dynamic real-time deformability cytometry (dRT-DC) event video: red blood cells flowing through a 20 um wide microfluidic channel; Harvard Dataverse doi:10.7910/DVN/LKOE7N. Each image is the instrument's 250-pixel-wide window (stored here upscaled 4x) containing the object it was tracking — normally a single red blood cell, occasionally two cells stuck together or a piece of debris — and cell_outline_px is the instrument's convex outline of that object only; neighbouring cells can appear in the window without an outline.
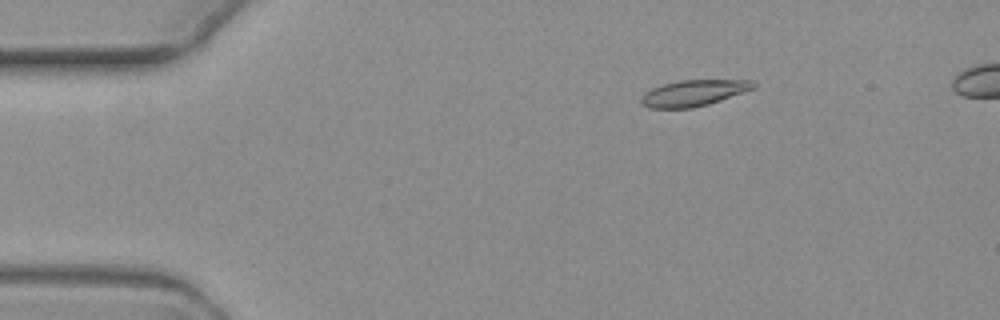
{"species": "common noctule bat (a hibernating species)", "species_latin": "Nyctalus noctula", "temperature_condition": "warm", "stored_images_in_passage": 5, "segment_of_instrument_passage": [1, 2], "camera_frame_rate_fps": 3000, "um_per_image_px": 0.085, "animal": {"sex": "female", "body_mass_g": 19.3, "forearm_length_mm": 54.1}, "frame": {"image": 1, "passage_image": 2, "time_ms": 2.0, "image_size_px": [1000, 320], "cell_outline_px": [[756, 88], [708, 104], [692, 108], [648, 108], [640, 104], [640, 100], [644, 92], [652, 88], [664, 84], [680, 80], [752, 80], [756, 84]], "centroid_in_image_um": [58.94, 7.91], "position_along_channel_um": 26.1, "area_um2": 17.11}}